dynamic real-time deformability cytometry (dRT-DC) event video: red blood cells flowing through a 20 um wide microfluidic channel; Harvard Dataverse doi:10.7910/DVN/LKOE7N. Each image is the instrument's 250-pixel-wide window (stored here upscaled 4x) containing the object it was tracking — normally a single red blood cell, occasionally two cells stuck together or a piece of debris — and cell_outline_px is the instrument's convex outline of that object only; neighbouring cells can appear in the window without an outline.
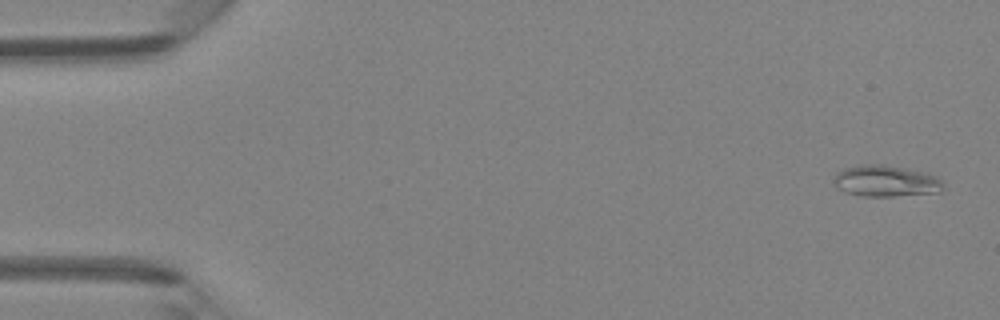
{"species": "Egyptian fruit bat (a non-hibernating species)", "species_latin": "Rousettus aegyptiacus", "temperature_condition": "room temperature", "stored_images_in_passage": 47, "camera_frame_rate_fps": 3000, "um_per_image_px": 0.085, "animal": {"sex": "female"}, "frame": {"image": 1, "passage_image": 2, "time_ms": 0.333, "image_size_px": [1000, 320], "cell_outline_px": [[944, 188], [940, 192], [892, 196], [860, 196], [844, 192], [836, 188], [832, 184], [836, 172], [844, 168], [864, 164], [884, 164], [924, 172], [936, 176], [944, 184]], "centroid_in_image_um": [75.25, 15.39], "position_along_channel_um": 9.8, "area_um2": 20.17}}
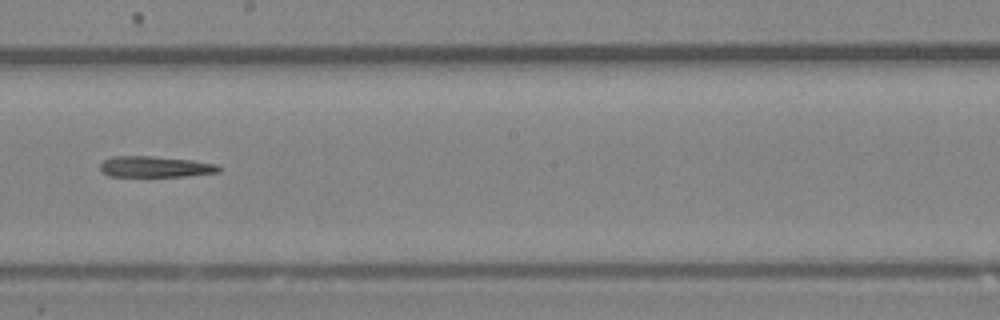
{"frame": {"image": 2, "passage_image": 27, "time_ms": 8.667, "image_size_px": [1000, 320], "cell_outline_px": [[220, 172], [184, 176], [108, 176], [100, 172], [100, 164], [104, 160], [112, 156], [152, 156], [192, 160], [216, 164], [220, 168]], "centroid_in_image_um": [13.15, 14.17], "position_along_channel_um": 235.1, "area_um2": 14.51}}
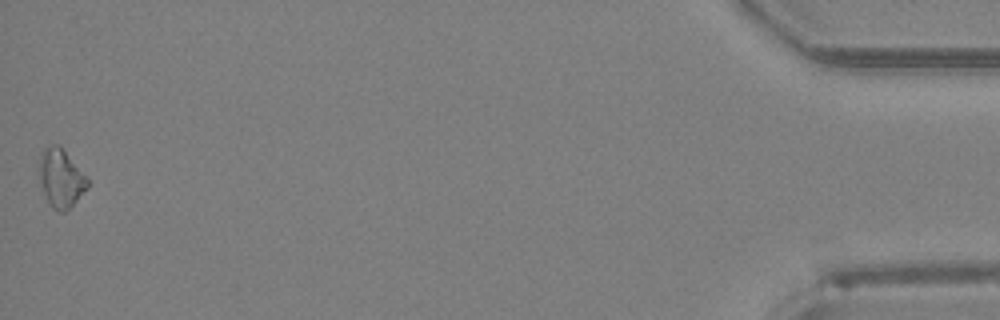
{"frame": {"image": 3, "passage_image": 47, "time_ms": 15.333, "image_size_px": [1000, 320], "cell_outline_px": [[88, 188], [64, 212], [60, 212], [52, 208], [44, 192], [40, 180], [40, 152], [48, 144], [60, 144], [88, 180]], "centroid_in_image_um": [5.16, 15.1], "position_along_channel_um": 430.0, "area_um2": 16.07}}